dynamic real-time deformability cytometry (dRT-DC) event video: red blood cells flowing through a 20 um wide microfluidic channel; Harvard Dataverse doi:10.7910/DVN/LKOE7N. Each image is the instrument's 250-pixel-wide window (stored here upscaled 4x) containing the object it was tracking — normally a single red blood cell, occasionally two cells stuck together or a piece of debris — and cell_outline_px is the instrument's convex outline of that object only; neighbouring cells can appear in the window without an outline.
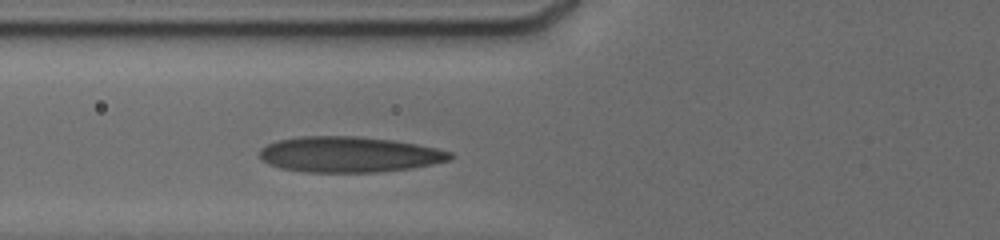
{"species": "human", "species_latin": "Homo sapiens", "temperature_condition": "cold", "stored_images_in_passage": 3, "camera_frame_rate_fps": 3000, "um_per_image_px": 0.085, "donor": {"sex": "male"}, "frame": {"image": 1, "passage_image": 3, "time_ms": 1.667, "image_size_px": [1000, 240], "cell_outline_px": [[452, 160], [412, 168], [376, 172], [304, 172], [280, 168], [268, 164], [260, 160], [260, 148], [276, 140], [300, 136], [356, 136], [392, 140], [416, 144], [436, 148], [452, 152]], "centroid_in_image_um": [29.64, 13.13], "position_along_channel_um": 96.2, "area_um2": 39.77}}